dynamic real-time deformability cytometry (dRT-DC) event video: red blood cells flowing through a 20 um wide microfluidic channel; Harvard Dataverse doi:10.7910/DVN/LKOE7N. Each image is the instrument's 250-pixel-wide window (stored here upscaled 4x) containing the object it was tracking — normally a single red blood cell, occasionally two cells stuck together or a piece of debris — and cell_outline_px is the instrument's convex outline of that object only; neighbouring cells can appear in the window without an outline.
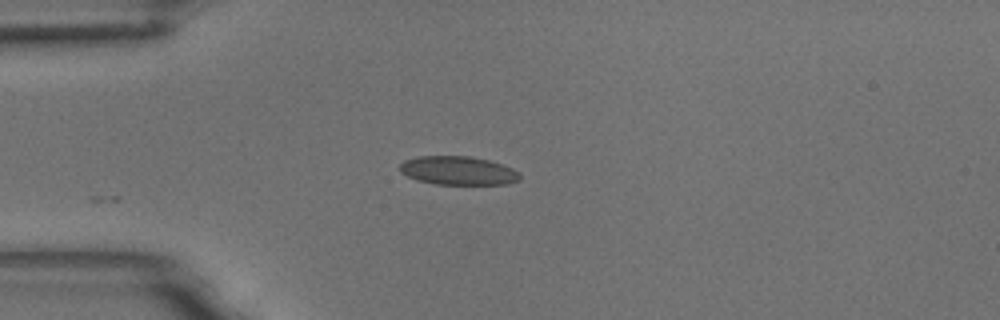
{"species": "common noctule bat (a hibernating species)", "species_latin": "Nyctalus noctula", "temperature_condition": "room temperature", "stored_images_in_passage": 6, "camera_frame_rate_fps": 3000, "um_per_image_px": 0.085, "animal": {"sex": "male", "body_mass_g": 18.8}, "frame": {"image": 1, "passage_image": 1, "time_ms": 0.0, "image_size_px": [1000, 320], "cell_outline_px": [[520, 180], [508, 184], [436, 184], [416, 180], [400, 172], [400, 164], [404, 160], [416, 156], [472, 156], [488, 160], [512, 168], [520, 172]], "centroid_in_image_um": [38.93, 14.5], "position_along_channel_um": 46.1, "area_um2": 20.11}}